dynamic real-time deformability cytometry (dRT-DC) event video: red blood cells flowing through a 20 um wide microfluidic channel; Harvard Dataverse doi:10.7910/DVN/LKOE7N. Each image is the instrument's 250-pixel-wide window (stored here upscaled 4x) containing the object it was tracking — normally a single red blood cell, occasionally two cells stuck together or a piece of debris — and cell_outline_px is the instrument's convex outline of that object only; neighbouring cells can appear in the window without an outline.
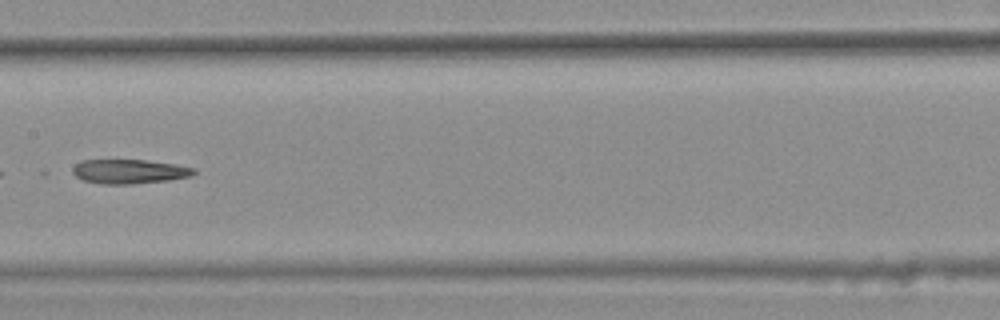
{"species": "common noctule bat (a hibernating species)", "species_latin": "Nyctalus noctula", "temperature_condition": "warm", "stored_images_in_passage": 8, "camera_frame_rate_fps": 3000, "um_per_image_px": 0.085, "animal": {"sex": "female", "body_mass_g": 25.1}, "frame": {"image": 1, "passage_image": 7, "time_ms": 2.0, "image_size_px": [1000, 320], "cell_outline_px": [[196, 172], [192, 176], [168, 180], [132, 184], [100, 184], [84, 180], [76, 176], [72, 172], [72, 168], [80, 160], [144, 160], [176, 164], [196, 168]], "centroid_in_image_um": [11.0, 14.57], "position_along_channel_um": 196.4, "area_um2": 17.22}}
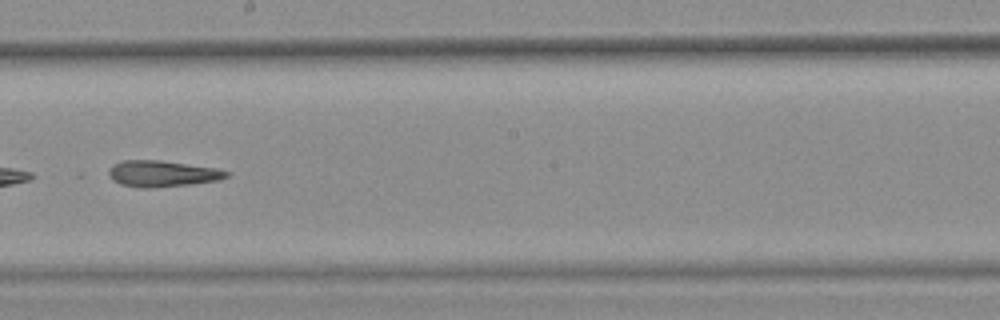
{"frame": {"image": 2, "passage_image": 8, "time_ms": 2.333, "image_size_px": [1000, 320], "cell_outline_px": [[228, 176], [220, 180], [188, 184], [152, 188], [140, 188], [120, 184], [112, 180], [108, 176], [108, 168], [112, 164], [124, 160], [160, 160], [216, 168], [228, 172]], "centroid_in_image_um": [13.73, 14.76], "position_along_channel_um": 234.5, "area_um2": 18.03}}